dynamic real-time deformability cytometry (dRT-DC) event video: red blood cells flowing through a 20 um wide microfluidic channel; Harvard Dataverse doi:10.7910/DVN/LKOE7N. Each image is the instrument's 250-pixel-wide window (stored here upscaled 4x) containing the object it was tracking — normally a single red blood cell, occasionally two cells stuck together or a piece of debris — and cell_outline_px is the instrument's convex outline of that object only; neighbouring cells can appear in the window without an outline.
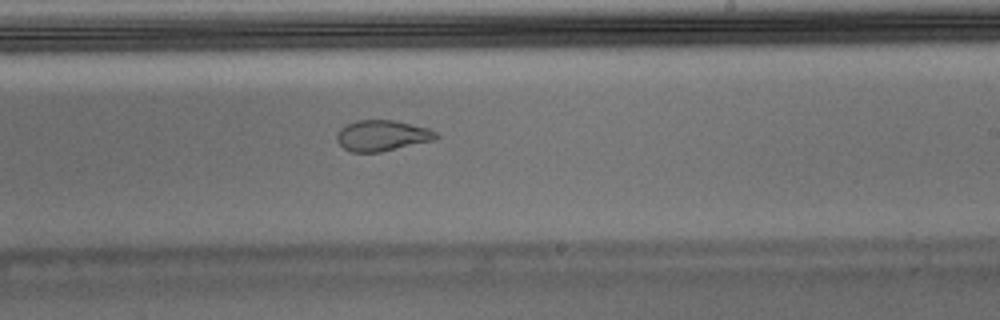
{"species": "Egyptian fruit bat (a non-hibernating species)", "species_latin": "Rousettus aegyptiacus", "temperature_condition": "warm", "stored_images_in_passage": 48, "camera_frame_rate_fps": 3000, "um_per_image_px": 0.085, "animal": {"sex": "male"}, "frame": {"image": 1, "passage_image": 28, "time_ms": 9.0, "image_size_px": [1000, 320], "cell_outline_px": [[440, 136], [436, 140], [380, 152], [352, 152], [344, 148], [336, 140], [336, 136], [340, 128], [356, 120], [392, 120], [428, 128], [436, 132]], "centroid_in_image_um": [32.49, 11.53], "position_along_channel_um": 256.5, "area_um2": 17.8}}
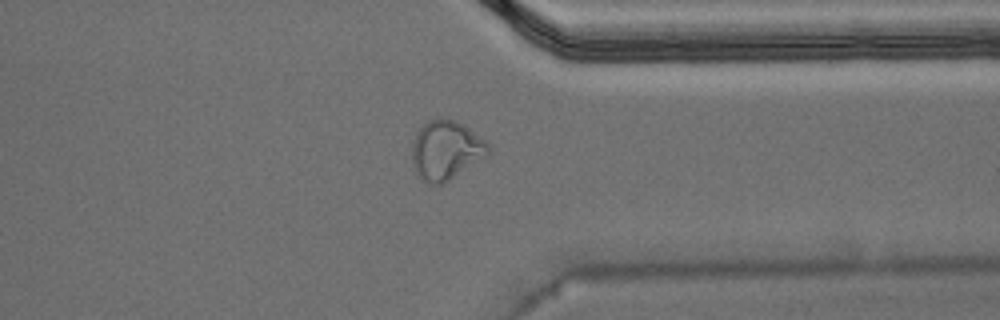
{"frame": {"image": 2, "passage_image": 37, "time_ms": 12.0, "image_size_px": [1000, 320], "cell_outline_px": [[492, 152], [488, 156], [444, 184], [432, 184], [420, 180], [412, 164], [412, 144], [416, 132], [428, 120], [440, 116], [456, 120], [464, 124], [484, 140], [488, 144]], "centroid_in_image_um": [37.91, 12.76], "position_along_channel_um": 373.5, "area_um2": 26.88}}
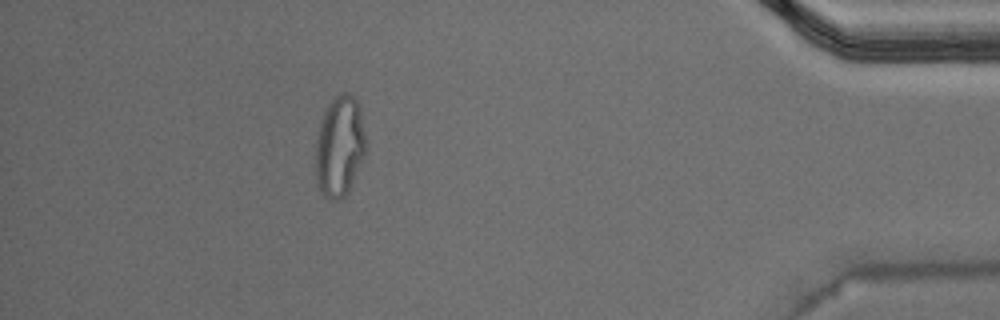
{"frame": {"image": 3, "passage_image": 43, "time_ms": 14.0, "image_size_px": [1000, 320], "cell_outline_px": [[364, 156], [348, 192], [340, 200], [332, 200], [324, 196], [320, 192], [316, 180], [316, 136], [320, 120], [328, 104], [336, 96], [344, 92], [348, 92], [360, 104], [364, 132]], "centroid_in_image_um": [28.84, 12.44], "position_along_channel_um": 406.4, "area_um2": 29.48}, "authors_computed_cell_mechanics": {"area_um2": 20.3745, "velocity_mm_per_s": 4.0, "shape_relaxation_time_tau1_ms": null, "shape_relaxation_time_tau2_ms": 1.0795, "deformation_change_tau1": null, "deformation_change_tau2": 0.0758}}